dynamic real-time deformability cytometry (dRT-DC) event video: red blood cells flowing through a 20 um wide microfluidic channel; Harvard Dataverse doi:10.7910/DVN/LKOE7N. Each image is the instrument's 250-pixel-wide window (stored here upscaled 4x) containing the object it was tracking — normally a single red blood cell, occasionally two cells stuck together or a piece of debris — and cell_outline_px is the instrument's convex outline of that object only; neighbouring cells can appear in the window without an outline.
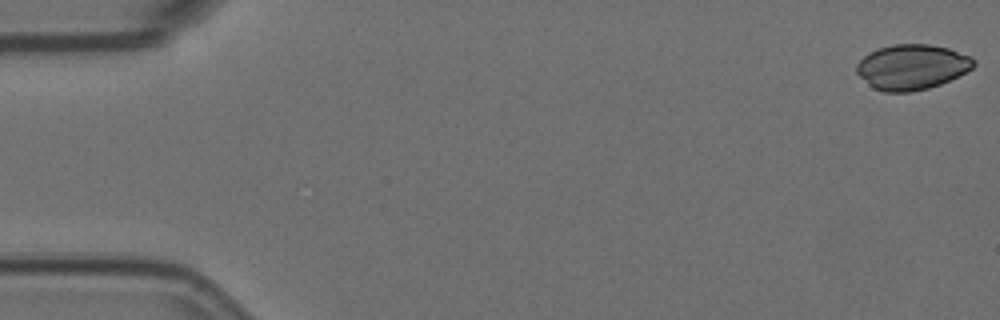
{"species": "Egyptian fruit bat (a non-hibernating species)", "species_latin": "Rousettus aegyptiacus", "temperature_condition": "room temperature", "stored_images_in_passage": 6, "segment_of_instrument_passage": [1, 2], "camera_frame_rate_fps": 3000, "um_per_image_px": 0.085, "animal": {"sex": "female"}, "frame": {"image": 1, "passage_image": 1, "time_ms": 0.0, "image_size_px": [1000, 320], "cell_outline_px": [[976, 64], [972, 68], [940, 84], [928, 88], [908, 92], [884, 92], [872, 88], [856, 72], [856, 64], [868, 52], [892, 44], [928, 44], [948, 48], [972, 56], [976, 60]], "centroid_in_image_um": [77.5, 5.68], "position_along_channel_um": 7.5, "area_um2": 30.81}}
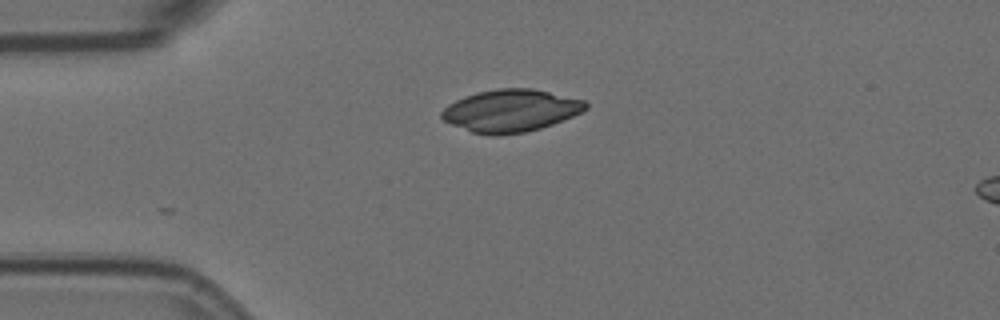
{"frame": {"image": 2, "passage_image": 4, "time_ms": 1.0, "image_size_px": [1000, 320], "cell_outline_px": [[588, 108], [572, 116], [552, 124], [540, 128], [524, 132], [496, 136], [488, 136], [472, 132], [452, 124], [444, 120], [440, 116], [440, 112], [448, 104], [464, 96], [476, 92], [496, 88], [532, 88], [584, 100], [588, 104]], "centroid_in_image_um": [43.38, 9.4], "position_along_channel_um": 41.6, "area_um2": 35.55}}